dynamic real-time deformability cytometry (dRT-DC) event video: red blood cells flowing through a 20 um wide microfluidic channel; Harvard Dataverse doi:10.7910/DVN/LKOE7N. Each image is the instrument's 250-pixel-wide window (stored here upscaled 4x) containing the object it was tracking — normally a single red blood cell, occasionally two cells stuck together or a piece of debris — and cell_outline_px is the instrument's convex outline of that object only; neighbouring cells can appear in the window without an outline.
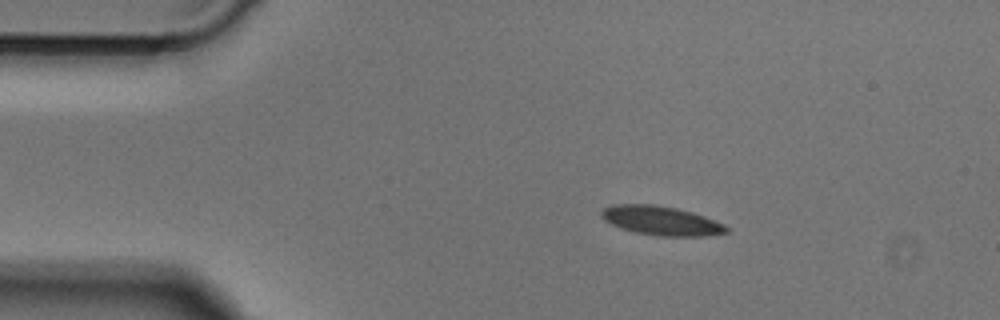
{"species": "Egyptian fruit bat (a non-hibernating species)", "species_latin": "Rousettus aegyptiacus", "temperature_condition": "cold", "stored_images_in_passage": 48, "camera_frame_rate_fps": 3000, "um_per_image_px": 0.085, "animal": {"sex": "male"}, "frame": {"image": 1, "passage_image": 7, "time_ms": 2.0, "image_size_px": [1000, 320], "cell_outline_px": [[732, 228], [728, 232], [708, 236], [660, 236], [636, 232], [620, 228], [604, 220], [600, 216], [600, 212], [604, 208], [612, 204], [656, 204], [676, 208], [692, 212], [704, 216], [724, 224]], "centroid_in_image_um": [56.22, 18.75], "position_along_channel_um": 28.8, "area_um2": 21.39}}
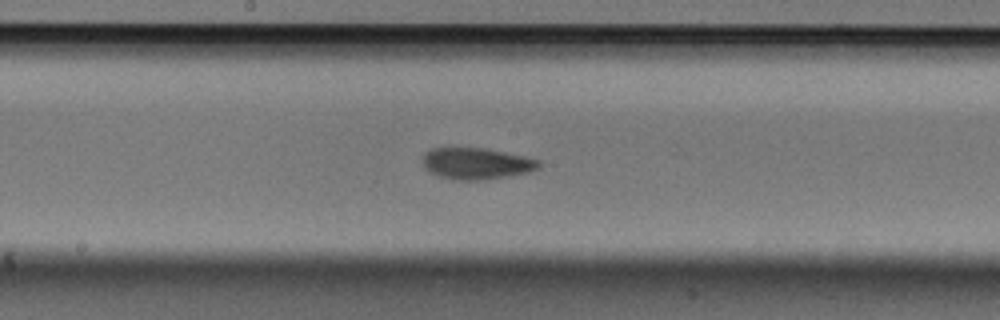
{"frame": {"image": 2, "passage_image": 24, "time_ms": 7.667, "image_size_px": [1000, 320], "cell_outline_px": [[540, 168], [528, 172], [508, 176], [484, 180], [452, 180], [428, 172], [424, 168], [424, 152], [432, 148], [484, 148], [524, 156], [540, 160]], "centroid_in_image_um": [40.49, 13.91], "position_along_channel_um": 207.7, "area_um2": 21.33}}
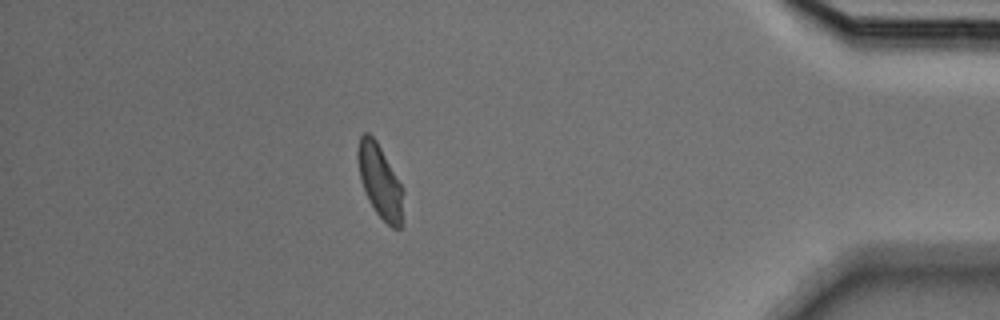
{"frame": {"image": 3, "passage_image": 42, "time_ms": 13.667, "image_size_px": [1000, 320], "cell_outline_px": [[404, 192], [400, 228], [392, 228], [376, 212], [360, 180], [356, 156], [356, 152], [360, 136], [364, 132], [368, 132], [376, 140], [404, 188]], "centroid_in_image_um": [32.29, 15.36], "position_along_channel_um": 402.9, "area_um2": 19.31}}